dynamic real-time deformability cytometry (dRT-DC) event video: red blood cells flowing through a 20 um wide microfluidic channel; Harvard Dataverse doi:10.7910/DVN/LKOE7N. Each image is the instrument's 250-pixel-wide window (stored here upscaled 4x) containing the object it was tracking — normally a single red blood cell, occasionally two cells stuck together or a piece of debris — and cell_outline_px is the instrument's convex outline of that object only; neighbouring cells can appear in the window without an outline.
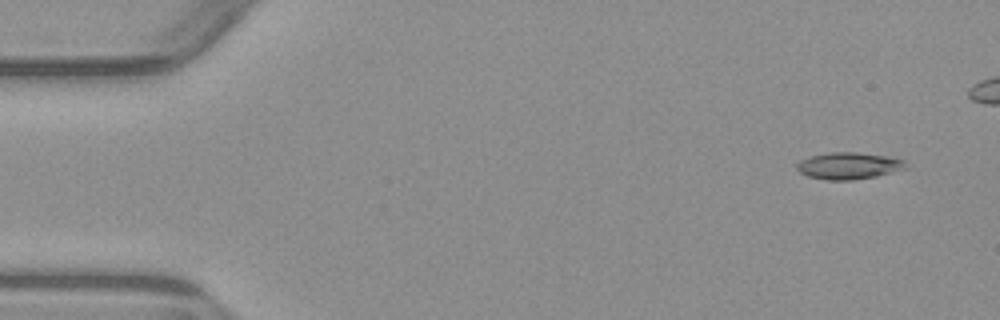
{"species": "common noctule bat (a hibernating species)", "species_latin": "Nyctalus noctula", "temperature_condition": "warm", "stored_images_in_passage": 4, "camera_frame_rate_fps": 3000, "um_per_image_px": 0.085, "animal": {"sex": "male", "body_mass_g": 23.1, "forearm_length_mm": 52.7}, "frame": {"image": 1, "passage_image": 1, "time_ms": 0.0, "image_size_px": [1000, 320], "cell_outline_px": [[908, 168], [876, 176], [852, 180], [828, 180], [808, 176], [800, 172], [796, 168], [796, 160], [828, 152], [856, 152], [888, 156], [904, 160]], "centroid_in_image_um": [72.12, 14.08], "position_along_channel_um": 12.9, "area_um2": 17.11}}